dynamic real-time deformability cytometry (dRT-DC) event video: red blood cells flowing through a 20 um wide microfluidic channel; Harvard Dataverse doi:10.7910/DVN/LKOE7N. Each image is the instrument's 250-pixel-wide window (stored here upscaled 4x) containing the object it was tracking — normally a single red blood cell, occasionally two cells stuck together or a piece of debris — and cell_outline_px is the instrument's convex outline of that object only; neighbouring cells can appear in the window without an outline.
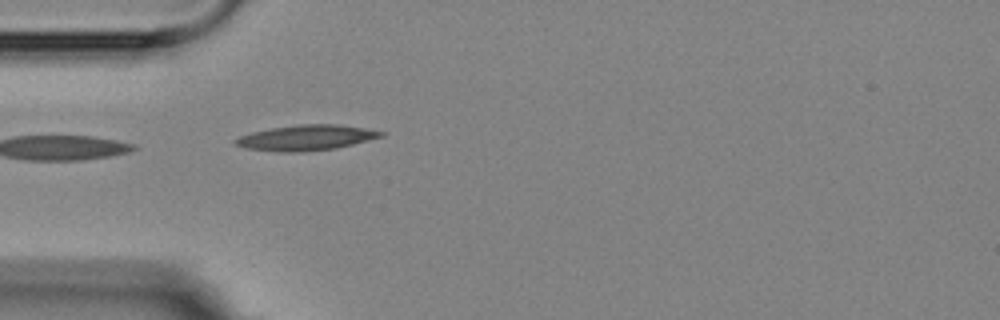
{"species": "Egyptian fruit bat (a non-hibernating species)", "species_latin": "Rousettus aegyptiacus", "temperature_condition": "room temperature", "stored_images_in_passage": 5, "camera_frame_rate_fps": 3000, "um_per_image_px": 0.085, "animal": {"sex": "female"}, "frame": {"image": 1, "passage_image": 5, "time_ms": 7.333, "image_size_px": [1000, 320], "cell_outline_px": [[384, 136], [336, 148], [304, 152], [280, 152], [244, 148], [236, 144], [232, 140], [240, 136], [252, 132], [272, 128], [300, 124], [336, 124], [364, 128], [384, 132]], "centroid_in_image_um": [26.0, 11.71], "position_along_channel_um": 59.0, "area_um2": 21.44}}